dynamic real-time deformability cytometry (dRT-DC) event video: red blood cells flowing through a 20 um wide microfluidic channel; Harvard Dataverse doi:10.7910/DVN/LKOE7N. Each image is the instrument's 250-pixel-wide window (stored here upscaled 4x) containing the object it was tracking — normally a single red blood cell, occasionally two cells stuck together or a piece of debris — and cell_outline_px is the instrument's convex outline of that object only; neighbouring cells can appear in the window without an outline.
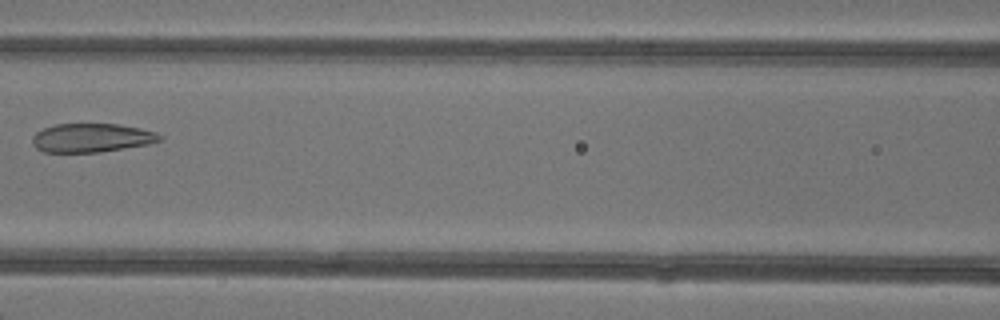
{"species": "common noctule bat (a hibernating species)", "species_latin": "Nyctalus noctula", "temperature_condition": "warm", "stored_images_in_passage": 7, "camera_frame_rate_fps": 3000, "um_per_image_px": 0.085, "animal": {"sex": "female"}, "frame": {"image": 1, "passage_image": 6, "time_ms": 7.0, "image_size_px": [1000, 320], "cell_outline_px": [[164, 140], [148, 144], [100, 152], [44, 152], [36, 148], [32, 144], [32, 136], [36, 132], [44, 128], [56, 124], [116, 124], [140, 128], [156, 132], [164, 136]], "centroid_in_image_um": [7.81, 11.72], "position_along_channel_um": 158.8, "area_um2": 21.44}}
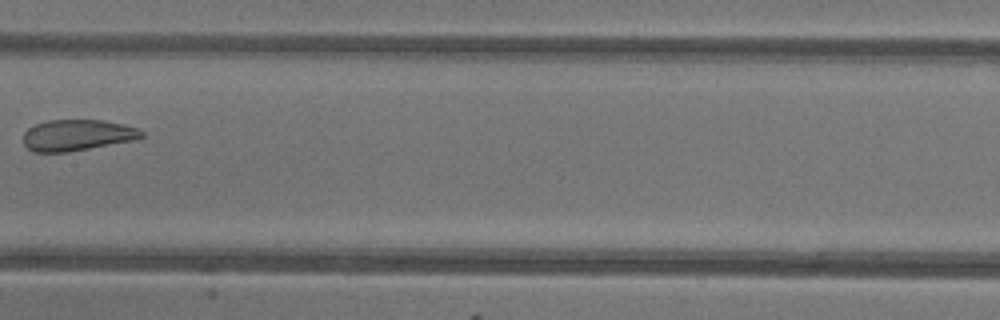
{"frame": {"image": 2, "passage_image": 7, "time_ms": 8.0, "image_size_px": [1000, 320], "cell_outline_px": [[144, 136], [136, 140], [68, 152], [36, 152], [28, 148], [24, 144], [24, 132], [28, 128], [36, 124], [48, 120], [104, 120], [124, 124], [140, 128], [144, 132]], "centroid_in_image_um": [6.62, 11.48], "position_along_channel_um": 200.8, "area_um2": 21.62}}